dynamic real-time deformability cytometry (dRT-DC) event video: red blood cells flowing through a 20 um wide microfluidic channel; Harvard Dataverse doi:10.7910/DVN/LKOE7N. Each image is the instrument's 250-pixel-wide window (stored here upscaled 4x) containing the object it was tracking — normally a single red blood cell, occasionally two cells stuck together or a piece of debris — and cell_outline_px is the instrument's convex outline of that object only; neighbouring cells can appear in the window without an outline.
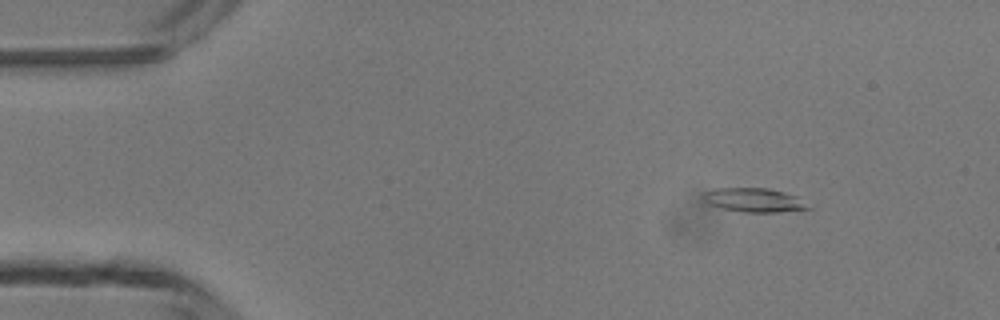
{"species": "common noctule bat (a hibernating species)", "species_latin": "Nyctalus noctula", "temperature_condition": "room temperature", "stored_images_in_passage": 3, "camera_frame_rate_fps": 3000, "um_per_image_px": 0.085, "animal": {"sex": "male", "body_mass_g": 13.3}, "frame": {"image": 1, "passage_image": 1, "time_ms": 0.0, "image_size_px": [1000, 320], "cell_outline_px": [[812, 208], [776, 212], [740, 212], [724, 208], [712, 204], [704, 200], [700, 196], [704, 192], [716, 188], [768, 188], [784, 192], [796, 196]], "centroid_in_image_um": [64.07, 17.0], "position_along_channel_um": 20.9, "area_um2": 14.45}}